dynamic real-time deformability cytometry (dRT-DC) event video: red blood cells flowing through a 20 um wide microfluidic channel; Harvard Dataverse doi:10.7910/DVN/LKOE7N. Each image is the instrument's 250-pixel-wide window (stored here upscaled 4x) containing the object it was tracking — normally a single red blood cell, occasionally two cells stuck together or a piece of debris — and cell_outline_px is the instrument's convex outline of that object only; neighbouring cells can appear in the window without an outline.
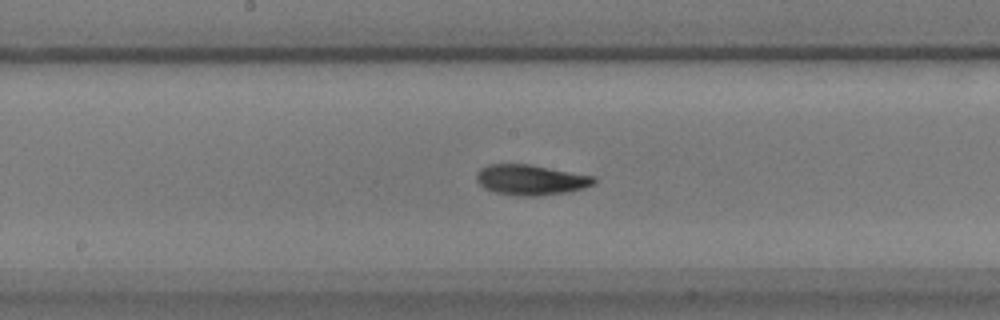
{"species": "common noctule bat (a hibernating species)", "species_latin": "Nyctalus noctula", "temperature_condition": "warm", "stored_images_in_passage": 57, "camera_frame_rate_fps": 3000, "um_per_image_px": 0.085, "animal": {"sex": "male", "body_mass_g": 17.9}, "frame": {"image": 1, "passage_image": 29, "time_ms": 9.333, "image_size_px": [1000, 320], "cell_outline_px": [[596, 180], [592, 184], [584, 188], [568, 192], [540, 196], [516, 196], [492, 192], [484, 188], [476, 180], [476, 172], [480, 168], [488, 164], [528, 164], [596, 176]], "centroid_in_image_um": [45.09, 15.29], "position_along_channel_um": 203.1, "area_um2": 21.04}}
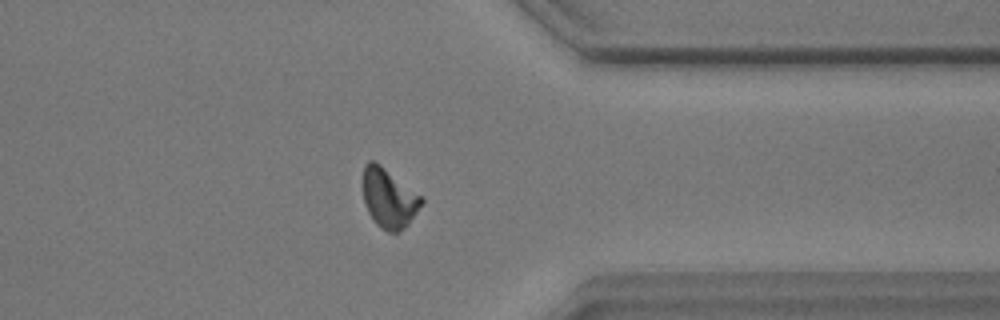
{"frame": {"image": 2, "passage_image": 45, "time_ms": 14.667, "image_size_px": [1000, 320], "cell_outline_px": [[424, 200], [408, 224], [400, 232], [388, 232], [380, 228], [376, 224], [368, 212], [364, 204], [364, 164], [368, 160], [376, 160], [424, 196]], "centroid_in_image_um": [33.07, 16.81], "position_along_channel_um": 378.3, "area_um2": 20.58}}
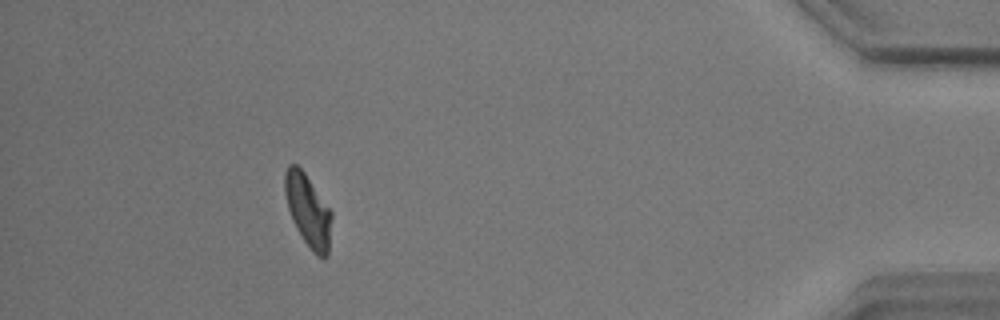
{"frame": {"image": 3, "passage_image": 52, "time_ms": 17.0, "image_size_px": [1000, 320], "cell_outline_px": [[332, 216], [328, 256], [316, 256], [312, 252], [296, 228], [292, 220], [288, 208], [284, 192], [284, 172], [288, 164], [296, 164], [304, 172], [332, 212]], "centroid_in_image_um": [26.17, 17.88], "position_along_channel_um": 409.0, "area_um2": 19.65}, "authors_computed_cell_mechanics": {"area_um2": 19.7676, "velocity_mm_per_s": 3.4517, "shape_relaxation_time_tau1_ms": 6.1365, "shape_relaxation_time_tau2_ms": 2.6566, "deformation_change_tau1": 0.1684, "deformation_change_tau2": 0.0804}}